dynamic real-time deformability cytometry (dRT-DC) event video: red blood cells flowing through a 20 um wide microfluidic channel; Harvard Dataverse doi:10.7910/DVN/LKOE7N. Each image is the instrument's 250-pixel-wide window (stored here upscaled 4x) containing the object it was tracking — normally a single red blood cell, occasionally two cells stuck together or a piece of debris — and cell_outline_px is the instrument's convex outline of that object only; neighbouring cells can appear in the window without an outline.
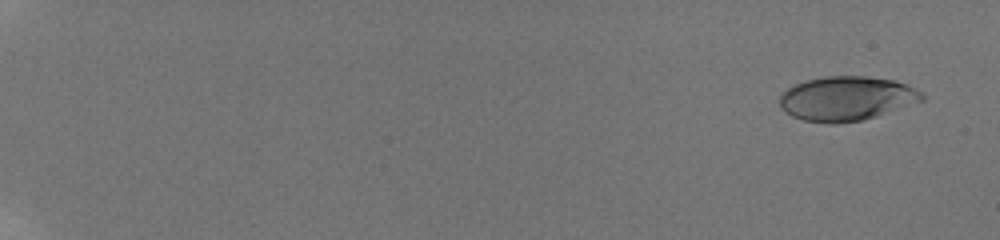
{"species": "human", "species_latin": "Homo sapiens", "temperature_condition": "room temperature", "stored_images_in_passage": 12, "camera_frame_rate_fps": 3000, "um_per_image_px": 0.085, "donor": {"sex": "male"}, "frame": {"image": 1, "passage_image": 2, "time_ms": 0.333, "image_size_px": [1000, 240], "cell_outline_px": [[924, 100], [864, 120], [836, 124], [828, 124], [804, 120], [792, 116], [784, 112], [780, 104], [780, 96], [788, 88], [796, 84], [808, 80], [824, 76], [868, 76], [892, 80], [908, 84], [920, 92], [924, 96]], "centroid_in_image_um": [71.96, 8.38], "position_along_channel_um": 13.0, "area_um2": 36.7}}
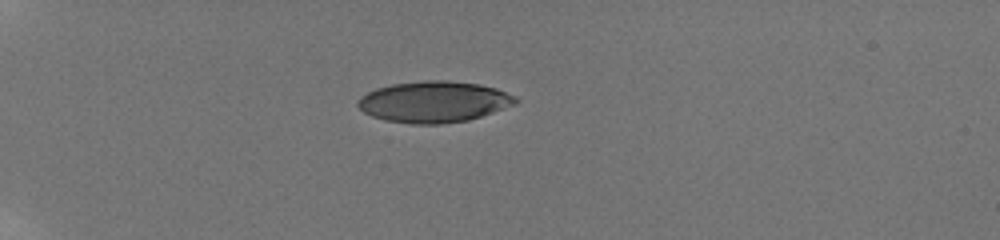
{"frame": {"image": 2, "passage_image": 9, "time_ms": 5.667, "image_size_px": [1000, 240], "cell_outline_px": [[520, 100], [516, 104], [468, 120], [440, 124], [412, 124], [384, 120], [372, 116], [364, 112], [356, 104], [356, 100], [360, 96], [376, 88], [392, 84], [424, 80], [448, 80], [480, 84], [496, 88], [516, 96]], "centroid_in_image_um": [36.87, 8.65], "position_along_channel_um": 48.1, "area_um2": 38.03}}
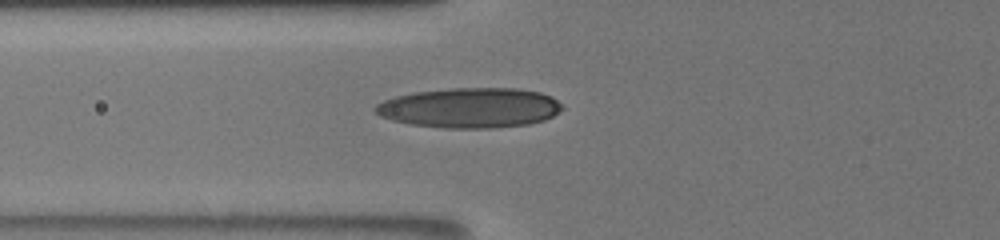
{"frame": {"image": 3, "passage_image": 12, "time_ms": 8.0, "image_size_px": [1000, 240], "cell_outline_px": [[564, 108], [560, 112], [544, 120], [528, 124], [492, 128], [444, 128], [412, 124], [392, 120], [380, 116], [372, 108], [376, 104], [384, 100], [396, 96], [412, 92], [448, 88], [516, 88], [540, 92], [552, 96], [564, 104]], "centroid_in_image_um": [39.96, 9.15], "position_along_channel_um": 85.8, "area_um2": 43.93}}